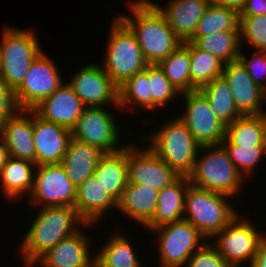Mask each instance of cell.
<instances>
[{
	"label": "cell",
	"mask_w": 266,
	"mask_h": 267,
	"mask_svg": "<svg viewBox=\"0 0 266 267\" xmlns=\"http://www.w3.org/2000/svg\"><path fill=\"white\" fill-rule=\"evenodd\" d=\"M209 242L206 241L190 256L185 263L186 267H232Z\"/></svg>",
	"instance_id": "obj_39"
},
{
	"label": "cell",
	"mask_w": 266,
	"mask_h": 267,
	"mask_svg": "<svg viewBox=\"0 0 266 267\" xmlns=\"http://www.w3.org/2000/svg\"><path fill=\"white\" fill-rule=\"evenodd\" d=\"M36 166L35 163L26 160L8 157L0 173V187L3 188L7 198L19 199L26 191H32L34 180L32 169H36Z\"/></svg>",
	"instance_id": "obj_28"
},
{
	"label": "cell",
	"mask_w": 266,
	"mask_h": 267,
	"mask_svg": "<svg viewBox=\"0 0 266 267\" xmlns=\"http://www.w3.org/2000/svg\"><path fill=\"white\" fill-rule=\"evenodd\" d=\"M3 31L0 44V79L15 91L42 50L35 33L29 29L7 27Z\"/></svg>",
	"instance_id": "obj_7"
},
{
	"label": "cell",
	"mask_w": 266,
	"mask_h": 267,
	"mask_svg": "<svg viewBox=\"0 0 266 267\" xmlns=\"http://www.w3.org/2000/svg\"><path fill=\"white\" fill-rule=\"evenodd\" d=\"M157 131L146 138L152 144L149 148L180 176H188L201 145L180 118L171 119Z\"/></svg>",
	"instance_id": "obj_5"
},
{
	"label": "cell",
	"mask_w": 266,
	"mask_h": 267,
	"mask_svg": "<svg viewBox=\"0 0 266 267\" xmlns=\"http://www.w3.org/2000/svg\"><path fill=\"white\" fill-rule=\"evenodd\" d=\"M128 183L149 185L158 191L175 182L180 175L160 159L148 146L141 151L127 146Z\"/></svg>",
	"instance_id": "obj_15"
},
{
	"label": "cell",
	"mask_w": 266,
	"mask_h": 267,
	"mask_svg": "<svg viewBox=\"0 0 266 267\" xmlns=\"http://www.w3.org/2000/svg\"><path fill=\"white\" fill-rule=\"evenodd\" d=\"M262 98L263 101H266V85L262 88Z\"/></svg>",
	"instance_id": "obj_46"
},
{
	"label": "cell",
	"mask_w": 266,
	"mask_h": 267,
	"mask_svg": "<svg viewBox=\"0 0 266 267\" xmlns=\"http://www.w3.org/2000/svg\"><path fill=\"white\" fill-rule=\"evenodd\" d=\"M94 256V267H143L132 244L123 234H115Z\"/></svg>",
	"instance_id": "obj_31"
},
{
	"label": "cell",
	"mask_w": 266,
	"mask_h": 267,
	"mask_svg": "<svg viewBox=\"0 0 266 267\" xmlns=\"http://www.w3.org/2000/svg\"><path fill=\"white\" fill-rule=\"evenodd\" d=\"M108 193L118 202L128 184L127 145L119 151L104 153L94 171Z\"/></svg>",
	"instance_id": "obj_26"
},
{
	"label": "cell",
	"mask_w": 266,
	"mask_h": 267,
	"mask_svg": "<svg viewBox=\"0 0 266 267\" xmlns=\"http://www.w3.org/2000/svg\"><path fill=\"white\" fill-rule=\"evenodd\" d=\"M188 176H180L171 185L159 191L158 204L152 219L145 225L151 231L159 226L183 220Z\"/></svg>",
	"instance_id": "obj_23"
},
{
	"label": "cell",
	"mask_w": 266,
	"mask_h": 267,
	"mask_svg": "<svg viewBox=\"0 0 266 267\" xmlns=\"http://www.w3.org/2000/svg\"><path fill=\"white\" fill-rule=\"evenodd\" d=\"M240 37H243L256 48V51L266 52V14L240 16Z\"/></svg>",
	"instance_id": "obj_37"
},
{
	"label": "cell",
	"mask_w": 266,
	"mask_h": 267,
	"mask_svg": "<svg viewBox=\"0 0 266 267\" xmlns=\"http://www.w3.org/2000/svg\"><path fill=\"white\" fill-rule=\"evenodd\" d=\"M210 1L215 5L234 8L238 11L241 10L245 2V0H210Z\"/></svg>",
	"instance_id": "obj_44"
},
{
	"label": "cell",
	"mask_w": 266,
	"mask_h": 267,
	"mask_svg": "<svg viewBox=\"0 0 266 267\" xmlns=\"http://www.w3.org/2000/svg\"><path fill=\"white\" fill-rule=\"evenodd\" d=\"M222 76L227 81L235 106L242 115L266 114L262 109V88L252 80L239 60L225 63Z\"/></svg>",
	"instance_id": "obj_17"
},
{
	"label": "cell",
	"mask_w": 266,
	"mask_h": 267,
	"mask_svg": "<svg viewBox=\"0 0 266 267\" xmlns=\"http://www.w3.org/2000/svg\"><path fill=\"white\" fill-rule=\"evenodd\" d=\"M86 106L67 83L32 110L42 119L72 129Z\"/></svg>",
	"instance_id": "obj_18"
},
{
	"label": "cell",
	"mask_w": 266,
	"mask_h": 267,
	"mask_svg": "<svg viewBox=\"0 0 266 267\" xmlns=\"http://www.w3.org/2000/svg\"><path fill=\"white\" fill-rule=\"evenodd\" d=\"M19 110L14 91L0 79V127Z\"/></svg>",
	"instance_id": "obj_41"
},
{
	"label": "cell",
	"mask_w": 266,
	"mask_h": 267,
	"mask_svg": "<svg viewBox=\"0 0 266 267\" xmlns=\"http://www.w3.org/2000/svg\"><path fill=\"white\" fill-rule=\"evenodd\" d=\"M88 242L86 234L79 229L43 254L36 264L40 262L43 267H94Z\"/></svg>",
	"instance_id": "obj_20"
},
{
	"label": "cell",
	"mask_w": 266,
	"mask_h": 267,
	"mask_svg": "<svg viewBox=\"0 0 266 267\" xmlns=\"http://www.w3.org/2000/svg\"><path fill=\"white\" fill-rule=\"evenodd\" d=\"M117 206L118 202L107 192L95 174L76 188L74 208L85 223L98 221L108 209H117Z\"/></svg>",
	"instance_id": "obj_22"
},
{
	"label": "cell",
	"mask_w": 266,
	"mask_h": 267,
	"mask_svg": "<svg viewBox=\"0 0 266 267\" xmlns=\"http://www.w3.org/2000/svg\"><path fill=\"white\" fill-rule=\"evenodd\" d=\"M223 146L226 149L232 163L243 176H245L244 174L251 175L256 164L266 153V147H240L238 145Z\"/></svg>",
	"instance_id": "obj_38"
},
{
	"label": "cell",
	"mask_w": 266,
	"mask_h": 267,
	"mask_svg": "<svg viewBox=\"0 0 266 267\" xmlns=\"http://www.w3.org/2000/svg\"><path fill=\"white\" fill-rule=\"evenodd\" d=\"M116 18L110 29L108 51L102 66L119 87L127 79L145 70L148 63L144 59L135 34L119 17Z\"/></svg>",
	"instance_id": "obj_6"
},
{
	"label": "cell",
	"mask_w": 266,
	"mask_h": 267,
	"mask_svg": "<svg viewBox=\"0 0 266 267\" xmlns=\"http://www.w3.org/2000/svg\"><path fill=\"white\" fill-rule=\"evenodd\" d=\"M250 267H266V239L260 244Z\"/></svg>",
	"instance_id": "obj_43"
},
{
	"label": "cell",
	"mask_w": 266,
	"mask_h": 267,
	"mask_svg": "<svg viewBox=\"0 0 266 267\" xmlns=\"http://www.w3.org/2000/svg\"><path fill=\"white\" fill-rule=\"evenodd\" d=\"M207 150L206 155L197 156L192 172L188 175L189 182L199 188L234 196L244 180V176L234 166L222 144L204 145L199 151Z\"/></svg>",
	"instance_id": "obj_3"
},
{
	"label": "cell",
	"mask_w": 266,
	"mask_h": 267,
	"mask_svg": "<svg viewBox=\"0 0 266 267\" xmlns=\"http://www.w3.org/2000/svg\"><path fill=\"white\" fill-rule=\"evenodd\" d=\"M148 79L152 93V110L173 101L177 96L178 91L158 64H148Z\"/></svg>",
	"instance_id": "obj_36"
},
{
	"label": "cell",
	"mask_w": 266,
	"mask_h": 267,
	"mask_svg": "<svg viewBox=\"0 0 266 267\" xmlns=\"http://www.w3.org/2000/svg\"><path fill=\"white\" fill-rule=\"evenodd\" d=\"M119 106L135 105L152 110V93L148 79V65L145 70L127 79L119 87ZM130 103V104H129Z\"/></svg>",
	"instance_id": "obj_35"
},
{
	"label": "cell",
	"mask_w": 266,
	"mask_h": 267,
	"mask_svg": "<svg viewBox=\"0 0 266 267\" xmlns=\"http://www.w3.org/2000/svg\"><path fill=\"white\" fill-rule=\"evenodd\" d=\"M186 112L180 118L196 141L201 145H218L225 138L226 125L213 114L206 97L194 90L182 93Z\"/></svg>",
	"instance_id": "obj_13"
},
{
	"label": "cell",
	"mask_w": 266,
	"mask_h": 267,
	"mask_svg": "<svg viewBox=\"0 0 266 267\" xmlns=\"http://www.w3.org/2000/svg\"><path fill=\"white\" fill-rule=\"evenodd\" d=\"M130 3V12L134 17L120 15L119 18L135 34L145 61L148 64H158L183 42L149 0H137Z\"/></svg>",
	"instance_id": "obj_1"
},
{
	"label": "cell",
	"mask_w": 266,
	"mask_h": 267,
	"mask_svg": "<svg viewBox=\"0 0 266 267\" xmlns=\"http://www.w3.org/2000/svg\"><path fill=\"white\" fill-rule=\"evenodd\" d=\"M32 223L20 247L21 256L30 267L59 241L77 232L79 224L90 225L74 207L67 206L42 207Z\"/></svg>",
	"instance_id": "obj_2"
},
{
	"label": "cell",
	"mask_w": 266,
	"mask_h": 267,
	"mask_svg": "<svg viewBox=\"0 0 266 267\" xmlns=\"http://www.w3.org/2000/svg\"><path fill=\"white\" fill-rule=\"evenodd\" d=\"M28 113L31 117L23 116ZM22 114V115H21ZM0 137L10 157L36 164L33 140V110H19L3 126Z\"/></svg>",
	"instance_id": "obj_19"
},
{
	"label": "cell",
	"mask_w": 266,
	"mask_h": 267,
	"mask_svg": "<svg viewBox=\"0 0 266 267\" xmlns=\"http://www.w3.org/2000/svg\"><path fill=\"white\" fill-rule=\"evenodd\" d=\"M222 145L266 147V114L242 115L226 126Z\"/></svg>",
	"instance_id": "obj_27"
},
{
	"label": "cell",
	"mask_w": 266,
	"mask_h": 267,
	"mask_svg": "<svg viewBox=\"0 0 266 267\" xmlns=\"http://www.w3.org/2000/svg\"><path fill=\"white\" fill-rule=\"evenodd\" d=\"M198 90L206 97L213 114L226 126L242 116L235 106L230 87L222 75Z\"/></svg>",
	"instance_id": "obj_29"
},
{
	"label": "cell",
	"mask_w": 266,
	"mask_h": 267,
	"mask_svg": "<svg viewBox=\"0 0 266 267\" xmlns=\"http://www.w3.org/2000/svg\"><path fill=\"white\" fill-rule=\"evenodd\" d=\"M158 195L159 191L149 185L128 183L118 201V211L145 226L155 213Z\"/></svg>",
	"instance_id": "obj_25"
},
{
	"label": "cell",
	"mask_w": 266,
	"mask_h": 267,
	"mask_svg": "<svg viewBox=\"0 0 266 267\" xmlns=\"http://www.w3.org/2000/svg\"><path fill=\"white\" fill-rule=\"evenodd\" d=\"M228 197L189 184L185 194V213H188L184 214L183 219L209 241V237H215L238 215L234 207L224 200Z\"/></svg>",
	"instance_id": "obj_4"
},
{
	"label": "cell",
	"mask_w": 266,
	"mask_h": 267,
	"mask_svg": "<svg viewBox=\"0 0 266 267\" xmlns=\"http://www.w3.org/2000/svg\"><path fill=\"white\" fill-rule=\"evenodd\" d=\"M71 138L70 129L46 121L33 111V140L37 166L61 164Z\"/></svg>",
	"instance_id": "obj_16"
},
{
	"label": "cell",
	"mask_w": 266,
	"mask_h": 267,
	"mask_svg": "<svg viewBox=\"0 0 266 267\" xmlns=\"http://www.w3.org/2000/svg\"><path fill=\"white\" fill-rule=\"evenodd\" d=\"M239 11L210 3L199 20L193 37H202L219 31L240 30Z\"/></svg>",
	"instance_id": "obj_34"
},
{
	"label": "cell",
	"mask_w": 266,
	"mask_h": 267,
	"mask_svg": "<svg viewBox=\"0 0 266 267\" xmlns=\"http://www.w3.org/2000/svg\"><path fill=\"white\" fill-rule=\"evenodd\" d=\"M31 202L42 206L74 207L76 187L68 178L62 164L36 166Z\"/></svg>",
	"instance_id": "obj_12"
},
{
	"label": "cell",
	"mask_w": 266,
	"mask_h": 267,
	"mask_svg": "<svg viewBox=\"0 0 266 267\" xmlns=\"http://www.w3.org/2000/svg\"><path fill=\"white\" fill-rule=\"evenodd\" d=\"M238 60L243 64L245 69L248 71L252 80L260 88H263L266 85V82H264L261 78H265L266 76V52L257 51V53L255 52V54L254 53L252 54V58L249 60L243 55L241 51ZM257 71L260 74H258Z\"/></svg>",
	"instance_id": "obj_40"
},
{
	"label": "cell",
	"mask_w": 266,
	"mask_h": 267,
	"mask_svg": "<svg viewBox=\"0 0 266 267\" xmlns=\"http://www.w3.org/2000/svg\"><path fill=\"white\" fill-rule=\"evenodd\" d=\"M153 230L159 233L158 249L161 267L185 266L190 256L206 243L204 240L207 241L191 223L184 219Z\"/></svg>",
	"instance_id": "obj_8"
},
{
	"label": "cell",
	"mask_w": 266,
	"mask_h": 267,
	"mask_svg": "<svg viewBox=\"0 0 266 267\" xmlns=\"http://www.w3.org/2000/svg\"><path fill=\"white\" fill-rule=\"evenodd\" d=\"M1 143H0V173L2 168L5 166L6 161L9 157L8 151L5 147V144L2 142V139L0 137Z\"/></svg>",
	"instance_id": "obj_45"
},
{
	"label": "cell",
	"mask_w": 266,
	"mask_h": 267,
	"mask_svg": "<svg viewBox=\"0 0 266 267\" xmlns=\"http://www.w3.org/2000/svg\"><path fill=\"white\" fill-rule=\"evenodd\" d=\"M266 14V0H245L239 11V16H254Z\"/></svg>",
	"instance_id": "obj_42"
},
{
	"label": "cell",
	"mask_w": 266,
	"mask_h": 267,
	"mask_svg": "<svg viewBox=\"0 0 266 267\" xmlns=\"http://www.w3.org/2000/svg\"><path fill=\"white\" fill-rule=\"evenodd\" d=\"M42 52L33 60L22 84L14 91L20 110H32L62 84L56 64Z\"/></svg>",
	"instance_id": "obj_10"
},
{
	"label": "cell",
	"mask_w": 266,
	"mask_h": 267,
	"mask_svg": "<svg viewBox=\"0 0 266 267\" xmlns=\"http://www.w3.org/2000/svg\"><path fill=\"white\" fill-rule=\"evenodd\" d=\"M188 42L215 55L224 63L238 60L241 52L240 30L219 31L202 37H192Z\"/></svg>",
	"instance_id": "obj_30"
},
{
	"label": "cell",
	"mask_w": 266,
	"mask_h": 267,
	"mask_svg": "<svg viewBox=\"0 0 266 267\" xmlns=\"http://www.w3.org/2000/svg\"><path fill=\"white\" fill-rule=\"evenodd\" d=\"M253 226L250 220L240 219L238 214L215 235L218 237L213 246L232 267H240L246 260L251 265L260 244L266 239Z\"/></svg>",
	"instance_id": "obj_9"
},
{
	"label": "cell",
	"mask_w": 266,
	"mask_h": 267,
	"mask_svg": "<svg viewBox=\"0 0 266 267\" xmlns=\"http://www.w3.org/2000/svg\"><path fill=\"white\" fill-rule=\"evenodd\" d=\"M113 116L103 107H86L71 129L72 138L98 148L103 153L121 150L119 130ZM116 146V147H115Z\"/></svg>",
	"instance_id": "obj_11"
},
{
	"label": "cell",
	"mask_w": 266,
	"mask_h": 267,
	"mask_svg": "<svg viewBox=\"0 0 266 267\" xmlns=\"http://www.w3.org/2000/svg\"><path fill=\"white\" fill-rule=\"evenodd\" d=\"M150 2L165 17L169 27L183 43L194 36L199 20L211 3L210 0H170L167 7L162 8L155 2Z\"/></svg>",
	"instance_id": "obj_21"
},
{
	"label": "cell",
	"mask_w": 266,
	"mask_h": 267,
	"mask_svg": "<svg viewBox=\"0 0 266 267\" xmlns=\"http://www.w3.org/2000/svg\"><path fill=\"white\" fill-rule=\"evenodd\" d=\"M224 62L190 42L191 91L198 90L222 75Z\"/></svg>",
	"instance_id": "obj_33"
},
{
	"label": "cell",
	"mask_w": 266,
	"mask_h": 267,
	"mask_svg": "<svg viewBox=\"0 0 266 267\" xmlns=\"http://www.w3.org/2000/svg\"><path fill=\"white\" fill-rule=\"evenodd\" d=\"M68 84L86 107L119 106V88L103 67L85 65Z\"/></svg>",
	"instance_id": "obj_14"
},
{
	"label": "cell",
	"mask_w": 266,
	"mask_h": 267,
	"mask_svg": "<svg viewBox=\"0 0 266 267\" xmlns=\"http://www.w3.org/2000/svg\"><path fill=\"white\" fill-rule=\"evenodd\" d=\"M103 154L94 146L74 138L70 139L61 164L76 188L94 174L98 161Z\"/></svg>",
	"instance_id": "obj_24"
},
{
	"label": "cell",
	"mask_w": 266,
	"mask_h": 267,
	"mask_svg": "<svg viewBox=\"0 0 266 267\" xmlns=\"http://www.w3.org/2000/svg\"><path fill=\"white\" fill-rule=\"evenodd\" d=\"M158 65L178 92L182 94L191 91L190 42L181 44Z\"/></svg>",
	"instance_id": "obj_32"
}]
</instances>
